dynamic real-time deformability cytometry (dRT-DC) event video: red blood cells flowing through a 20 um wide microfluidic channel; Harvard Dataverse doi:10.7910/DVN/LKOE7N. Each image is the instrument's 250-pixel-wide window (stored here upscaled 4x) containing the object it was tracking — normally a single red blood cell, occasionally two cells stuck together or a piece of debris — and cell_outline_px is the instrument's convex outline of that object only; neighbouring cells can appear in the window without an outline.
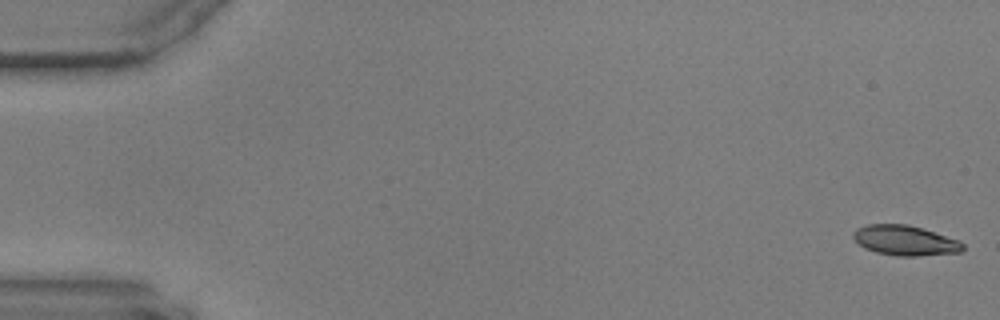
{"species": "common noctule bat (a hibernating species)", "species_latin": "Nyctalus noctula", "temperature_condition": "warm", "stored_images_in_passage": 58, "camera_frame_rate_fps": 3000, "um_per_image_px": 0.085, "animal": {"sex": "male", "body_mass_g": 17.9, "forearm_length_mm": 54.2}, "frame": {"image": 1, "passage_image": 1, "time_ms": 0.0, "image_size_px": [1000, 320], "cell_outline_px": [[964, 248], [960, 252], [916, 256], [896, 256], [876, 252], [864, 248], [852, 236], [852, 232], [856, 228], [868, 224], [908, 224], [924, 228], [960, 240], [964, 244]], "centroid_in_image_um": [76.94, 20.43], "position_along_channel_um": 8.1, "area_um2": 19.36}}
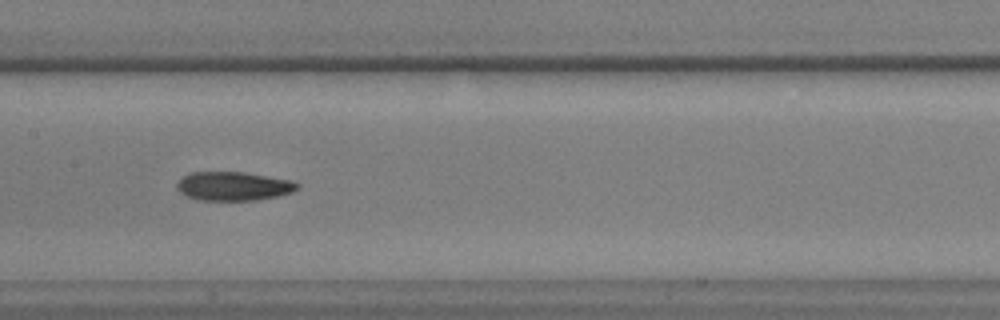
{"frame": {"image": 2, "passage_image": 29, "time_ms": 9.333, "image_size_px": [1000, 320], "cell_outline_px": [[300, 188], [292, 192], [276, 196], [256, 200], [196, 200], [180, 192], [176, 188], [176, 184], [180, 176], [192, 172], [244, 172], [292, 180], [300, 184]], "centroid_in_image_um": [19.83, 15.81], "position_along_channel_um": 187.6, "area_um2": 20.4}}
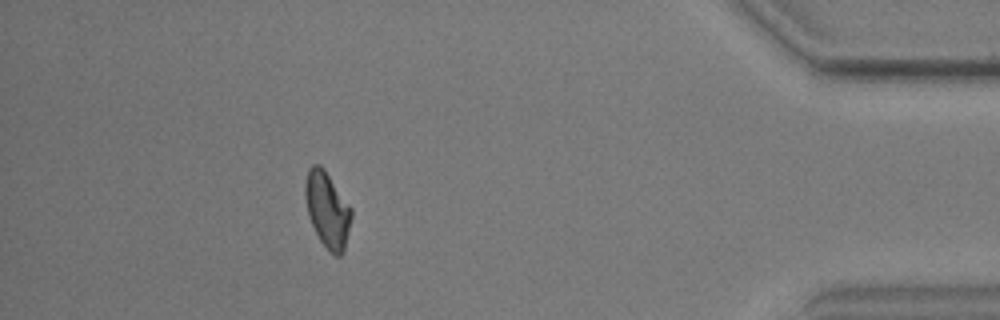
{"frame": {"image": 3, "passage_image": 52, "time_ms": 17.0, "image_size_px": [1000, 320], "cell_outline_px": [[352, 216], [344, 252], [340, 256], [336, 256], [328, 252], [320, 240], [308, 216], [304, 196], [304, 184], [308, 168], [312, 164], [320, 164], [324, 168], [352, 208]], "centroid_in_image_um": [27.82, 17.82], "position_along_channel_um": 407.4, "area_um2": 20.69}}